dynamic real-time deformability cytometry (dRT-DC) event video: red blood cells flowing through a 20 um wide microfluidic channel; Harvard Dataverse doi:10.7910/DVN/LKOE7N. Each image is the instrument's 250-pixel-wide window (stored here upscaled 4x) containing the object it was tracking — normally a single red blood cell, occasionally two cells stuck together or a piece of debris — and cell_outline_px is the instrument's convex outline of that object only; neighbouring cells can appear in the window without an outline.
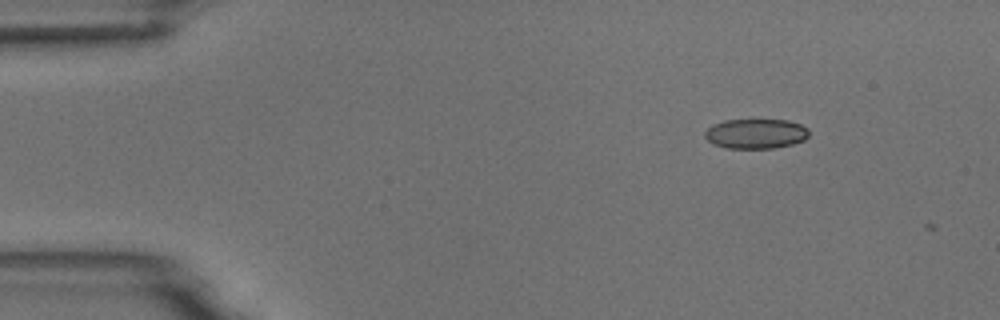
{"species": "common noctule bat (a hibernating species)", "species_latin": "Nyctalus noctula", "temperature_condition": "room temperature", "stored_images_in_passage": 2, "camera_frame_rate_fps": 3000, "um_per_image_px": 0.085, "animal": {"sex": "male", "body_mass_g": 18.8}, "frame": {"image": 1, "passage_image": 1, "time_ms": 0.0, "image_size_px": [1000, 320], "cell_outline_px": [[808, 136], [804, 140], [792, 144], [776, 148], [728, 148], [712, 144], [704, 136], [704, 132], [712, 124], [724, 120], [788, 120], [800, 124], [808, 128]], "centroid_in_image_um": [64.23, 11.36], "position_along_channel_um": 20.8, "area_um2": 18.15}}